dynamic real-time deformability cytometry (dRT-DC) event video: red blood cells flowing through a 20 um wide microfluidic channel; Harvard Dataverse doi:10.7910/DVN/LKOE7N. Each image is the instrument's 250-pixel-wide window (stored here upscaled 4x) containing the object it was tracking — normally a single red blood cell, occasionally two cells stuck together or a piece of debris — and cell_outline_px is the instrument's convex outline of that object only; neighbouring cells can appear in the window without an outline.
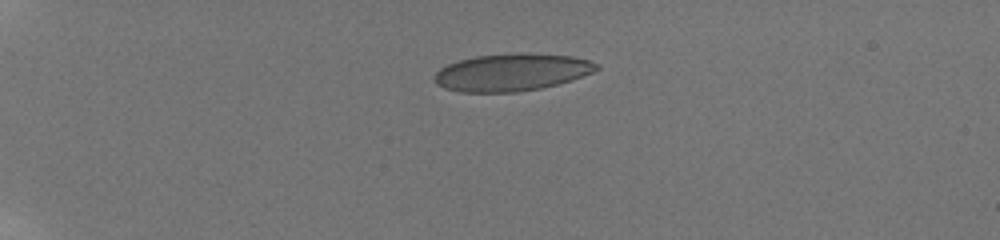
{"species": "human", "species_latin": "Homo sapiens", "temperature_condition": "room temperature", "stored_images_in_passage": 50, "camera_frame_rate_fps": 3000, "um_per_image_px": 0.085, "donor": {"sex": "male"}, "frame": {"image": 1, "passage_image": 1, "time_ms": 0.0, "image_size_px": [1000, 240], "cell_outline_px": [[600, 68], [592, 72], [572, 80], [540, 88], [516, 92], [460, 92], [444, 88], [436, 84], [432, 80], [432, 76], [440, 68], [448, 64], [460, 60], [476, 56], [572, 56], [588, 60], [600, 64]], "centroid_in_image_um": [43.43, 6.2], "position_along_channel_um": 41.6, "area_um2": 34.04}}
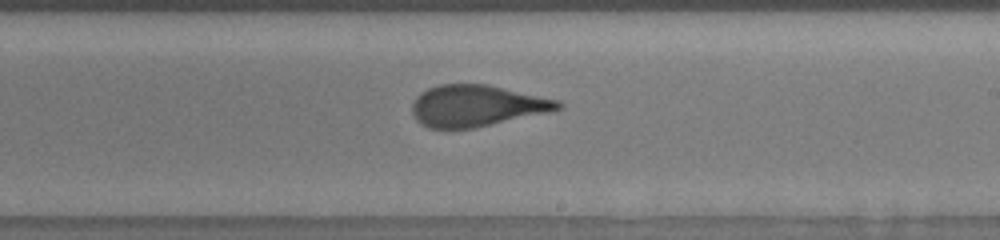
{"frame": {"image": 2, "passage_image": 27, "time_ms": 7.333, "image_size_px": [1000, 240], "cell_outline_px": [[564, 104], [560, 108], [548, 112], [476, 128], [428, 128], [420, 124], [416, 120], [412, 112], [412, 104], [416, 96], [420, 92], [428, 88], [440, 84], [488, 84], [560, 100]], "centroid_in_image_um": [40.5, 8.99], "position_along_channel_um": 248.5, "area_um2": 35.37}}
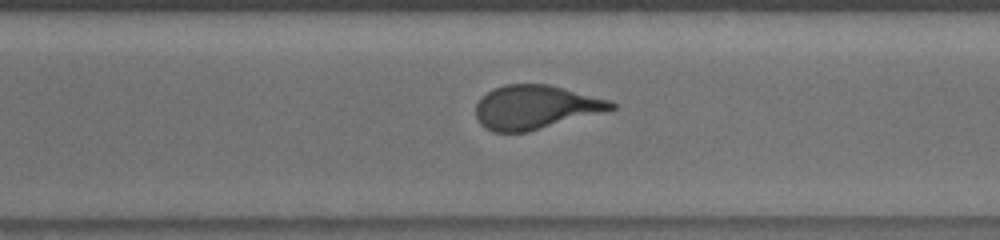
{"frame": {"image": 3, "passage_image": 34, "time_ms": 9.333, "image_size_px": [1000, 240], "cell_outline_px": [[616, 108], [528, 132], [492, 132], [484, 128], [480, 124], [476, 116], [476, 104], [492, 88], [504, 84], [548, 84], [564, 88], [608, 100], [616, 104]], "centroid_in_image_um": [45.46, 9.11], "position_along_channel_um": 325.1, "area_um2": 34.28}, "authors_computed_cell_mechanics": {"area_um2": 35.4892, "velocity_mm_per_s": 3.8447, "shape_relaxation_time_tau1_ms": 7.6145, "shape_relaxation_time_tau2_ms": null, "deformation_change_tau1": 0.2221, "deformation_change_tau2": null}}